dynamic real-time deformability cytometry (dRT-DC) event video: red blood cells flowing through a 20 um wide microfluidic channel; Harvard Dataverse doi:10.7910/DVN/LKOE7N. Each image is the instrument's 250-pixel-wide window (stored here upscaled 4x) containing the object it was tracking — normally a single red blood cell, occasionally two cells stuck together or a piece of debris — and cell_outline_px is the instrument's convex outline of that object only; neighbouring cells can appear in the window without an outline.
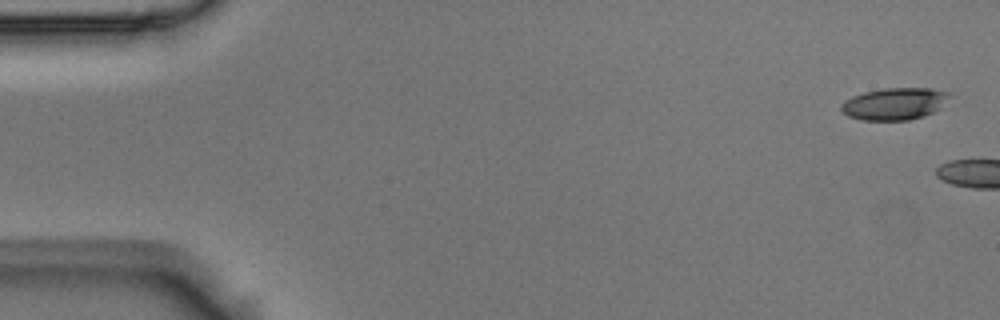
{"species": "Egyptian fruit bat (a non-hibernating species)", "species_latin": "Rousettus aegyptiacus", "temperature_condition": "room temperature", "stored_images_in_passage": 2, "camera_frame_rate_fps": 3000, "um_per_image_px": 0.085, "animal": {"sex": "male"}, "frame": {"image": 1, "passage_image": 1, "time_ms": 0.0, "image_size_px": [1000, 320], "cell_outline_px": [[948, 96], [940, 108], [924, 116], [908, 120], [864, 120], [848, 116], [840, 108], [840, 104], [844, 100], [852, 96], [864, 92], [884, 88], [932, 88], [948, 92]], "centroid_in_image_um": [75.99, 8.82], "position_along_channel_um": 9.0, "area_um2": 20.06}}